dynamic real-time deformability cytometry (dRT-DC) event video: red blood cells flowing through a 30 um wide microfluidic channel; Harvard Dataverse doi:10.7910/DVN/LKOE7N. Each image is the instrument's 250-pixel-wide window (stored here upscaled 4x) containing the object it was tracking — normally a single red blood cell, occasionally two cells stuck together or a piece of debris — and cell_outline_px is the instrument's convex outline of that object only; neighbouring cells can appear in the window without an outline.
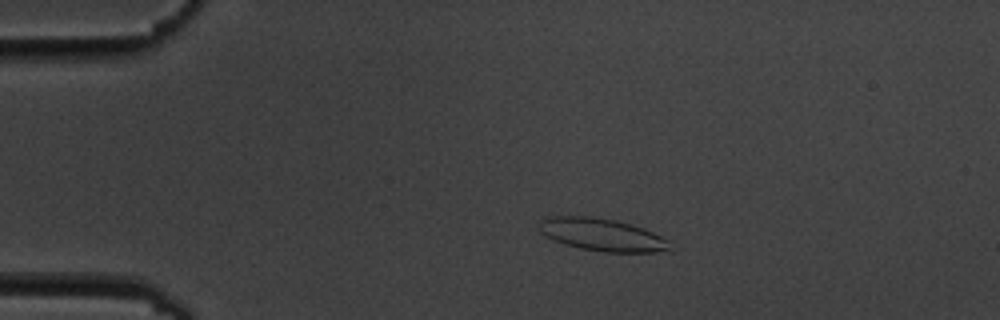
{"species": "common noctule bat (a hibernating species)", "species_latin": "Nyctalus noctula", "temperature_condition": "cold", "stored_images_in_passage": 9, "camera_frame_rate_fps": 3000, "um_per_image_px": 0.085, "animal": {"sex": "male", "body_mass_g": 19.5, "forearm_length_mm": 54.6}, "frame": {"image": 1, "passage_image": 1, "time_ms": 0.0, "image_size_px": [1000, 320], "cell_outline_px": [[668, 248], [656, 252], [604, 252], [580, 248], [564, 244], [552, 240], [544, 236], [540, 232], [540, 220], [552, 216], [588, 216], [616, 220], [644, 228], [668, 240]], "centroid_in_image_um": [51.11, 19.94], "position_along_channel_um": 33.9, "area_um2": 24.57}}
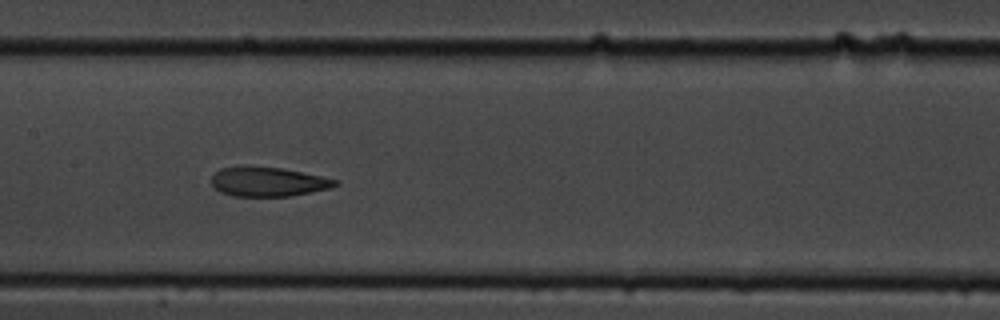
{"frame": {"image": 2, "passage_image": 6, "time_ms": 5.667, "image_size_px": [1000, 320], "cell_outline_px": [[340, 184], [328, 188], [312, 192], [292, 196], [232, 196], [220, 192], [212, 184], [212, 176], [220, 168], [244, 164], [280, 168], [340, 180]], "centroid_in_image_um": [22.76, 15.43], "position_along_channel_um": 184.6, "area_um2": 21.44}}
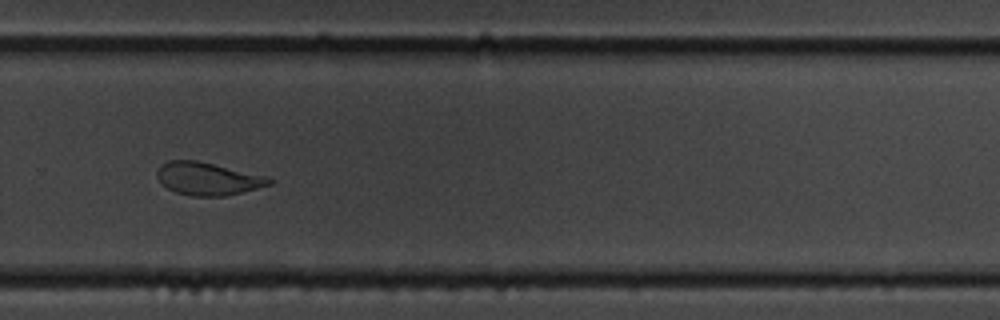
{"frame": {"image": 3, "passage_image": 9, "time_ms": 9.333, "image_size_px": [1000, 320], "cell_outline_px": [[272, 184], [244, 192], [224, 196], [192, 196], [176, 192], [168, 188], [156, 176], [156, 172], [168, 160], [196, 160], [264, 176], [272, 180]], "centroid_in_image_um": [17.66, 15.2], "position_along_channel_um": 312.1, "area_um2": 20.98}}